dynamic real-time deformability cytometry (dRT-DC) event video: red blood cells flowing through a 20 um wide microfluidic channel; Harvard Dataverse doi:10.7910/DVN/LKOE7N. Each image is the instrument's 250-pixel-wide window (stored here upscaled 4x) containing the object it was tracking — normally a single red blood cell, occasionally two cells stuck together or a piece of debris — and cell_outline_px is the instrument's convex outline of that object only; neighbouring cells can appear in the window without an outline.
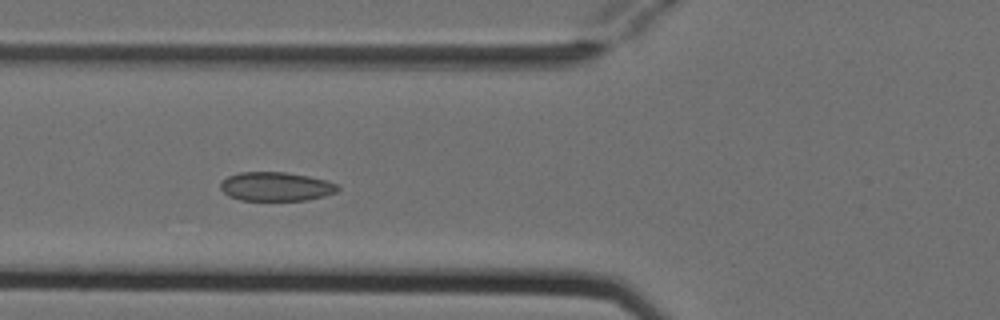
{"species": "Egyptian fruit bat (a non-hibernating species)", "species_latin": "Rousettus aegyptiacus", "temperature_condition": "cold", "stored_images_in_passage": 8, "camera_frame_rate_fps": 3000, "um_per_image_px": 0.085, "animal": {"sex": "female"}, "frame": {"image": 1, "passage_image": 4, "time_ms": 1.0, "image_size_px": [1000, 320], "cell_outline_px": [[340, 188], [336, 192], [324, 196], [308, 200], [240, 200], [228, 196], [220, 188], [220, 184], [228, 176], [240, 172], [284, 172], [308, 176], [324, 180], [336, 184]], "centroid_in_image_um": [23.44, 15.86], "position_along_channel_um": 102.4, "area_um2": 19.65}}
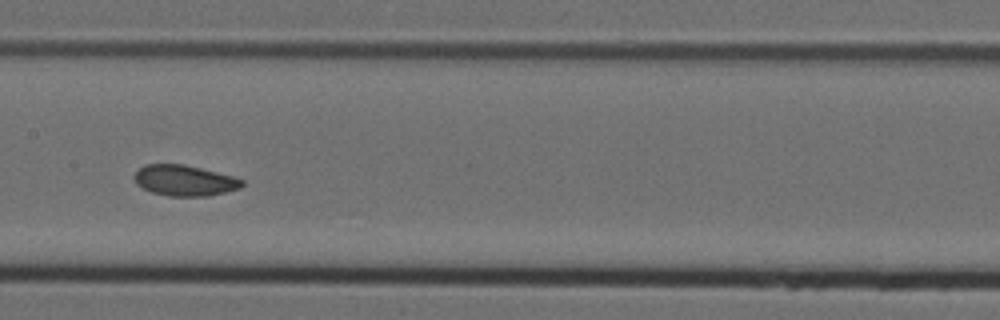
{"frame": {"image": 2, "passage_image": 6, "time_ms": 1.667, "image_size_px": [1000, 320], "cell_outline_px": [[244, 184], [240, 188], [208, 196], [168, 196], [152, 192], [136, 184], [132, 176], [144, 164], [184, 164], [232, 176], [244, 180]], "centroid_in_image_um": [15.66, 15.34], "position_along_channel_um": 191.7, "area_um2": 19.25}}
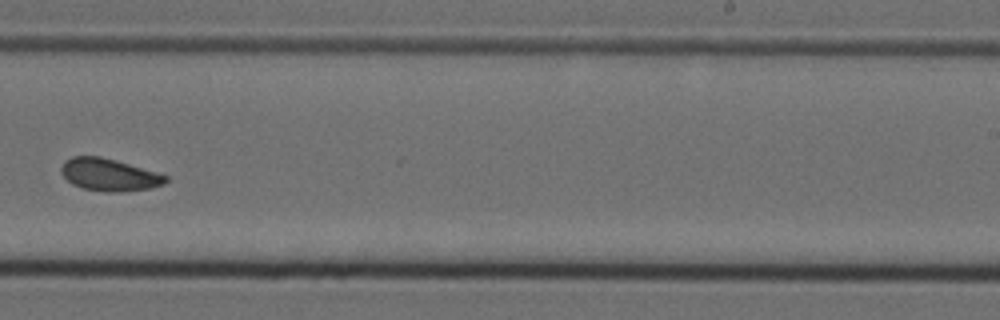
{"frame": {"image": 3, "passage_image": 8, "time_ms": 2.333, "image_size_px": [1000, 320], "cell_outline_px": [[168, 180], [164, 184], [152, 188], [120, 192], [104, 192], [84, 188], [72, 184], [60, 172], [60, 168], [64, 160], [72, 156], [100, 156], [116, 160], [156, 172], [168, 176]], "centroid_in_image_um": [9.27, 14.85], "position_along_channel_um": 279.7, "area_um2": 19.77}}